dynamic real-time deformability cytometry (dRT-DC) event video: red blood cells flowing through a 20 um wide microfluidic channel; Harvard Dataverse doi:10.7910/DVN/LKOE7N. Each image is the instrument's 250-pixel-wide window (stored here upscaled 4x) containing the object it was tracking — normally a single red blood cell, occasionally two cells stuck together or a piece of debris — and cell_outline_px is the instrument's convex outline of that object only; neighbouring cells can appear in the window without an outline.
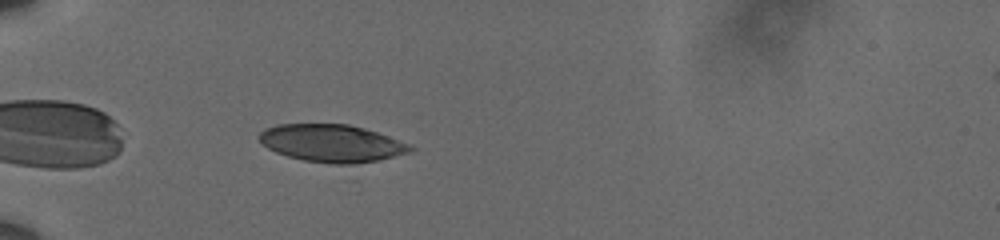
{"species": "human", "species_latin": "Homo sapiens", "temperature_condition": "cold", "stored_images_in_passage": 44, "camera_frame_rate_fps": 3000, "um_per_image_px": 0.085, "donor": {"sex": "male"}, "frame": {"image": 1, "passage_image": 5, "time_ms": 1.333, "image_size_px": [1000, 240], "cell_outline_px": [[416, 148], [412, 152], [348, 168], [344, 168], [304, 160], [288, 156], [276, 152], [268, 148], [256, 136], [264, 128], [276, 124], [348, 124], [364, 128], [412, 144]], "centroid_in_image_um": [28.26, 12.22], "position_along_channel_um": 56.7, "area_um2": 34.16}}
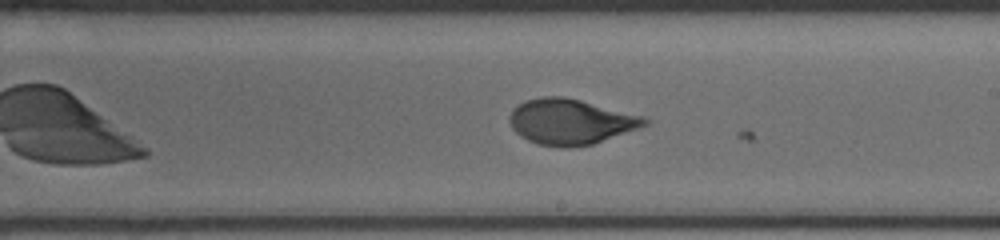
{"frame": {"image": 2, "passage_image": 22, "time_ms": 7.0, "image_size_px": [1000, 240], "cell_outline_px": [[648, 124], [592, 144], [568, 148], [564, 148], [536, 144], [520, 136], [512, 128], [508, 120], [508, 116], [512, 108], [524, 100], [540, 96], [564, 96], [644, 116], [648, 120]], "centroid_in_image_um": [48.42, 10.33], "position_along_channel_um": 240.6, "area_um2": 35.84}}
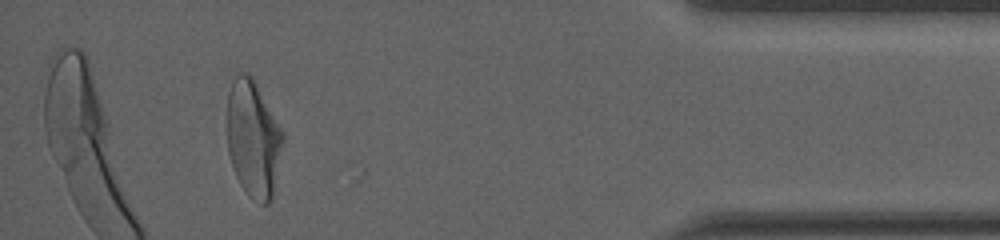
{"frame": {"image": 3, "passage_image": 40, "time_ms": 13.0, "image_size_px": [1000, 240], "cell_outline_px": [[284, 136], [272, 196], [268, 204], [260, 204], [248, 196], [240, 184], [232, 168], [228, 152], [228, 92], [232, 80], [240, 72], [248, 72], [252, 76], [284, 132]], "centroid_in_image_um": [21.52, 11.78], "position_along_channel_um": 413.7, "area_um2": 37.86}, "authors_computed_cell_mechanics": {"area_um2": 35.3447, "velocity_mm_per_s": 3.5951, "shape_relaxation_time_tau1_ms": 3.1498, "shape_relaxation_time_tau2_ms": null, "deformation_change_tau1": 0.1885, "deformation_change_tau2": null}}